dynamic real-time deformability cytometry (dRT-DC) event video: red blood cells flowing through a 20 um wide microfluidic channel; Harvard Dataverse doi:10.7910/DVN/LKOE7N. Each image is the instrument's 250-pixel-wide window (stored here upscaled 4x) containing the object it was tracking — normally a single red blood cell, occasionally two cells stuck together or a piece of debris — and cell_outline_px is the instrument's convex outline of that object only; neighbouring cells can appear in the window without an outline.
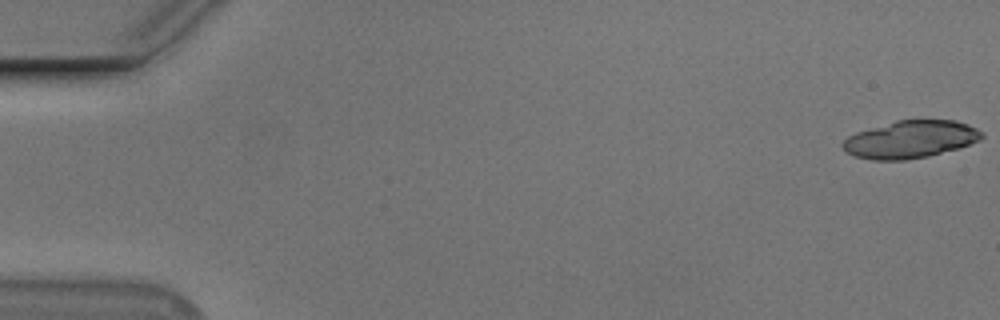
{"species": "Egyptian fruit bat (a non-hibernating species)", "species_latin": "Rousettus aegyptiacus", "temperature_condition": "cold", "stored_images_in_passage": 10, "camera_frame_rate_fps": 3000, "um_per_image_px": 0.085, "animal": {"sex": "male"}, "frame": {"image": 1, "passage_image": 1, "time_ms": 0.0, "image_size_px": [1000, 320], "cell_outline_px": [[984, 136], [980, 140], [960, 148], [928, 156], [904, 160], [872, 160], [856, 156], [844, 152], [840, 144], [848, 136], [856, 132], [896, 120], [956, 120], [968, 124], [976, 128]], "centroid_in_image_um": [77.37, 11.85], "position_along_channel_um": 7.6, "area_um2": 30.46}}